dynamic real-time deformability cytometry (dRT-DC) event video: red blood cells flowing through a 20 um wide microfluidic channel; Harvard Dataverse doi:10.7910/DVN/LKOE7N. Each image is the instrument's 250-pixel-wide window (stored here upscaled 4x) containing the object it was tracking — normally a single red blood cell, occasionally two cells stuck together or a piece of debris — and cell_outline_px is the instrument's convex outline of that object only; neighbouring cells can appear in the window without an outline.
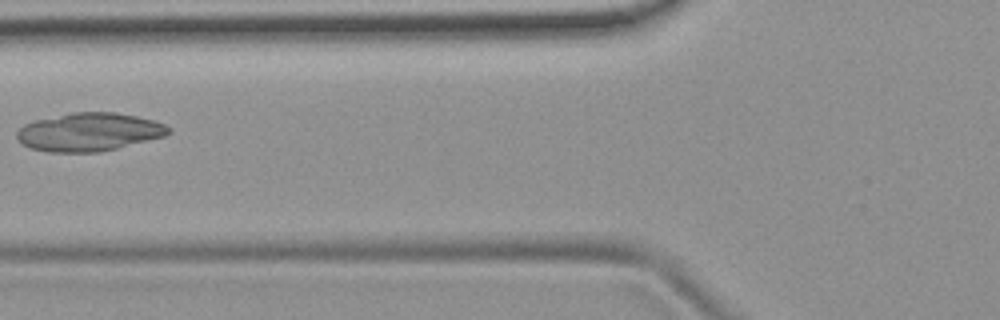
{"species": "common noctule bat (a hibernating species)", "species_latin": "Nyctalus noctula", "temperature_condition": "room temperature", "stored_images_in_passage": 3, "camera_frame_rate_fps": 3000, "um_per_image_px": 0.085, "animal": {"sex": "female", "body_mass_g": 19.9}, "frame": {"image": 1, "passage_image": 2, "time_ms": 1.333, "image_size_px": [1000, 320], "cell_outline_px": [[172, 132], [164, 136], [100, 152], [48, 152], [32, 148], [20, 144], [16, 140], [16, 132], [24, 124], [36, 120], [72, 112], [116, 112], [136, 116], [152, 120], [164, 124], [172, 128]], "centroid_in_image_um": [7.55, 11.22], "position_along_channel_um": 118.3, "area_um2": 33.81}}
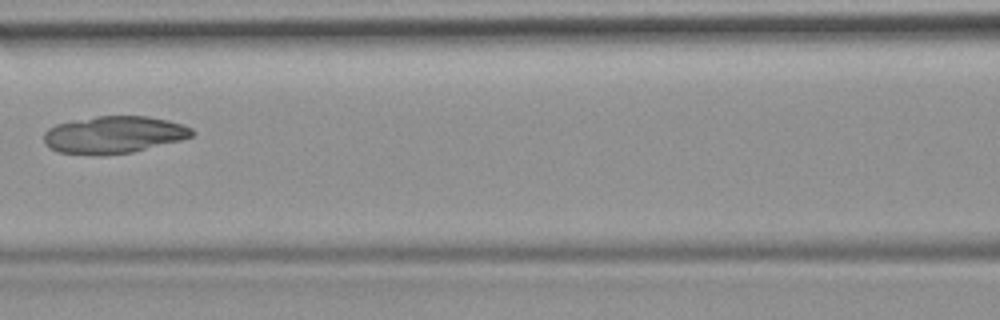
{"frame": {"image": 2, "passage_image": 3, "time_ms": 2.333, "image_size_px": [1000, 320], "cell_outline_px": [[196, 132], [192, 136], [180, 140], [132, 152], [104, 156], [96, 156], [60, 152], [48, 148], [44, 144], [44, 132], [48, 128], [56, 124], [72, 120], [96, 116], [148, 116], [168, 120], [192, 128]], "centroid_in_image_um": [9.63, 11.46], "position_along_channel_um": 157.0, "area_um2": 32.43}}